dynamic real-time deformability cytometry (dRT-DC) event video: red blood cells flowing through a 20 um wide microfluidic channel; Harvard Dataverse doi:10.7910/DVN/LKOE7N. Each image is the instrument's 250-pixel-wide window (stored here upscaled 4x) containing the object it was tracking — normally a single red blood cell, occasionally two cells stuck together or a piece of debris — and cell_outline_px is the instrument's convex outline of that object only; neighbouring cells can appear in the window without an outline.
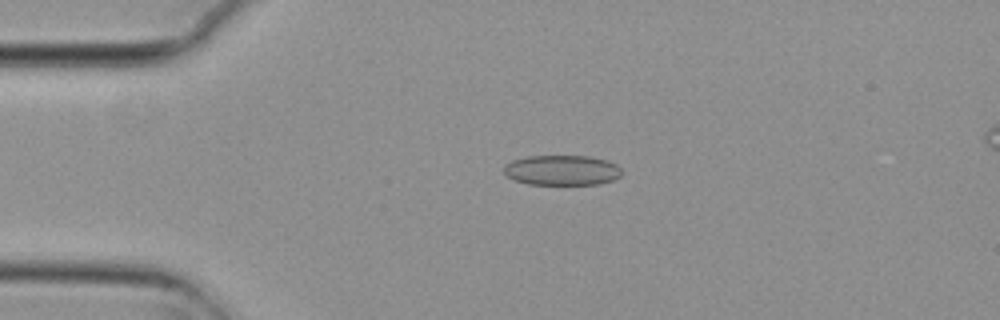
{"species": "common noctule bat (a hibernating species)", "species_latin": "Nyctalus noctula", "temperature_condition": "cold", "stored_images_in_passage": 5, "camera_frame_rate_fps": 3000, "um_per_image_px": 0.085, "animal": {"sex": "female", "body_mass_g": 29.2, "forearm_length_mm": 56.3}, "frame": {"image": 1, "passage_image": 4, "time_ms": 1.0, "image_size_px": [1000, 320], "cell_outline_px": [[620, 176], [612, 180], [596, 184], [528, 184], [512, 180], [504, 172], [504, 164], [512, 160], [528, 156], [588, 156], [604, 160], [616, 164], [620, 168]], "centroid_in_image_um": [47.71, 14.47], "position_along_channel_um": 37.3, "area_um2": 20.58}}